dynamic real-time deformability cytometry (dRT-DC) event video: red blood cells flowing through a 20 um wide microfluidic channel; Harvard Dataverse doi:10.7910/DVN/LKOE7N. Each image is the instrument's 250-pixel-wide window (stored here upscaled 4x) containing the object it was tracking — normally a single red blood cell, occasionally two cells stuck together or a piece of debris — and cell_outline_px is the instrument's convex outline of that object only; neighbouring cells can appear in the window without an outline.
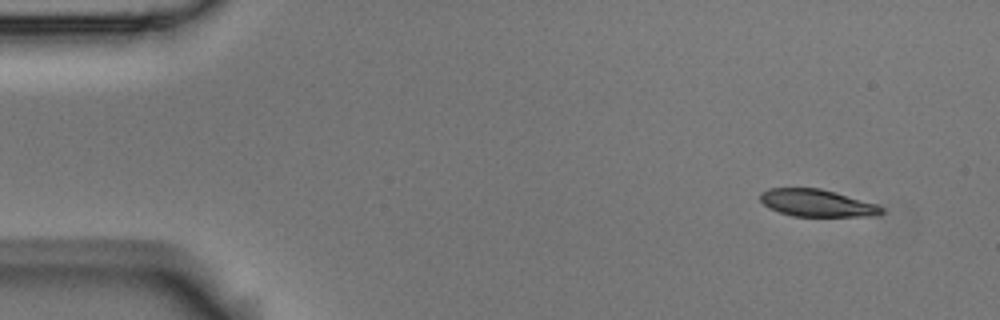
{"species": "Egyptian fruit bat (a non-hibernating species)", "species_latin": "Rousettus aegyptiacus", "temperature_condition": "room temperature", "stored_images_in_passage": 4, "camera_frame_rate_fps": 3000, "um_per_image_px": 0.085, "animal": {"sex": "male"}, "frame": {"image": 1, "passage_image": 1, "time_ms": 0.0, "image_size_px": [1000, 320], "cell_outline_px": [[884, 212], [876, 216], [792, 216], [768, 208], [760, 200], [760, 192], [768, 188], [820, 188], [836, 192], [876, 204], [884, 208]], "centroid_in_image_um": [69.43, 17.25], "position_along_channel_um": 15.6, "area_um2": 19.31}}
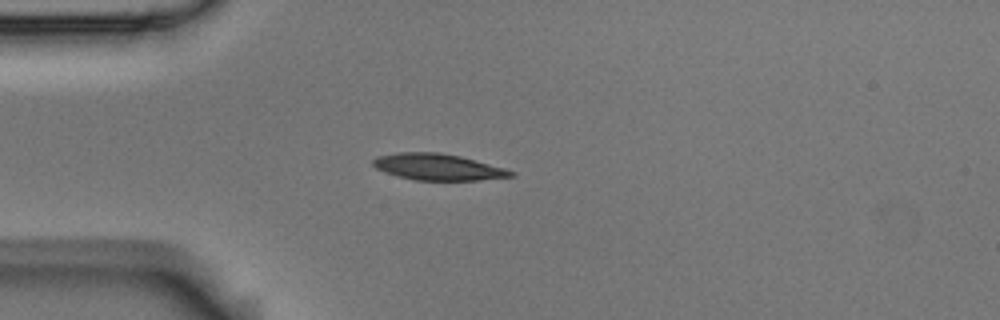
{"frame": {"image": 2, "passage_image": 4, "time_ms": 1.0, "image_size_px": [1000, 320], "cell_outline_px": [[516, 176], [480, 180], [412, 180], [384, 172], [376, 168], [372, 164], [372, 160], [376, 156], [396, 152], [440, 152], [460, 156], [504, 168], [516, 172]], "centroid_in_image_um": [37.2, 14.19], "position_along_channel_um": 47.8, "area_um2": 21.33}}